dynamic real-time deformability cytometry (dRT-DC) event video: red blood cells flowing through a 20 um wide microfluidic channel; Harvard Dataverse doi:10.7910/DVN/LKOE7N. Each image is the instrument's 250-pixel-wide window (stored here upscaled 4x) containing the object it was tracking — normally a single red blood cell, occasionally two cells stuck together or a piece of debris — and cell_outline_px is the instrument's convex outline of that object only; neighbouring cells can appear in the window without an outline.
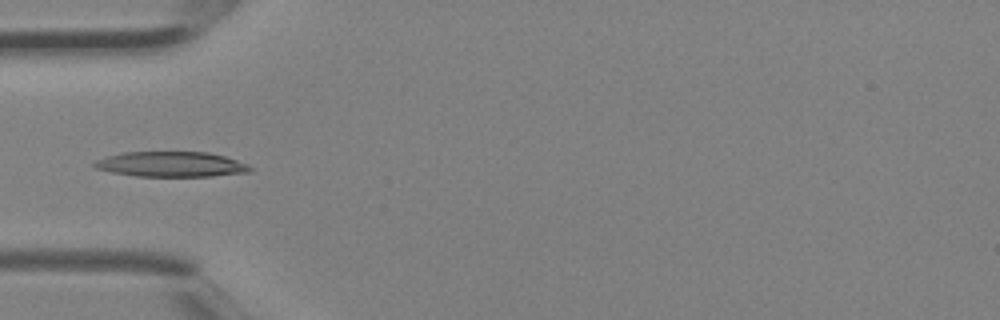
{"species": "Egyptian fruit bat (a non-hibernating species)", "species_latin": "Rousettus aegyptiacus", "temperature_condition": "room temperature", "stored_images_in_passage": 1, "camera_frame_rate_fps": 3000, "um_per_image_px": 0.085, "animal": {"sex": "female"}, "frame": {"image": 1, "passage_image": 1, "time_ms": 0.0, "image_size_px": [1000, 320], "cell_outline_px": [[252, 168], [248, 172], [212, 176], [136, 176], [112, 172], [96, 168], [92, 164], [96, 160], [108, 156], [124, 152], [208, 152], [224, 156], [248, 164]], "centroid_in_image_um": [14.55, 13.96], "position_along_channel_um": 70.5, "area_um2": 22.66}}